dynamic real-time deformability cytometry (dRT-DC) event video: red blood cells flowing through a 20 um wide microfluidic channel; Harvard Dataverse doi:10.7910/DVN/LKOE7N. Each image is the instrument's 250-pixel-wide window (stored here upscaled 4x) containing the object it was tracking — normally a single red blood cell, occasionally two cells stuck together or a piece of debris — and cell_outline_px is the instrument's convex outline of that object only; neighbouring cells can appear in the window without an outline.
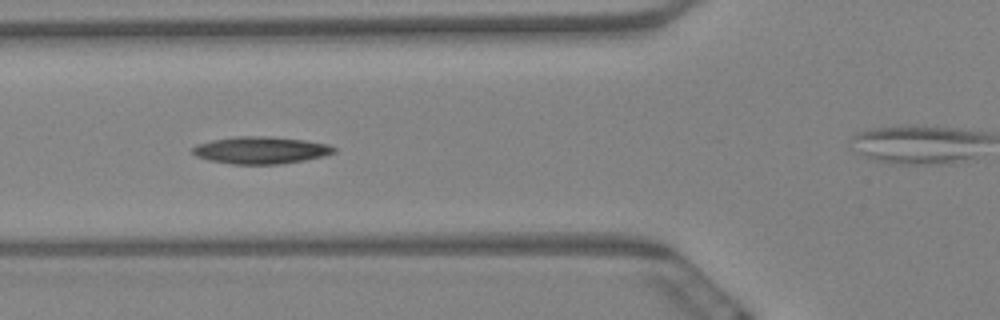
{"species": "Egyptian fruit bat (a non-hibernating species)", "species_latin": "Rousettus aegyptiacus", "temperature_condition": "warm", "stored_images_in_passage": 11, "segment_of_instrument_passage": [1, 2], "camera_frame_rate_fps": 3000, "um_per_image_px": 0.085, "animal": {"sex": "female"}, "frame": {"image": 1, "passage_image": 8, "time_ms": 2.333, "image_size_px": [1000, 320], "cell_outline_px": [[336, 152], [324, 156], [304, 160], [280, 164], [232, 164], [208, 160], [196, 156], [192, 152], [192, 148], [196, 144], [212, 140], [236, 136], [268, 136], [304, 140], [328, 144], [336, 148]], "centroid_in_image_um": [22.15, 12.76], "position_along_channel_um": 103.6, "area_um2": 22.43}}
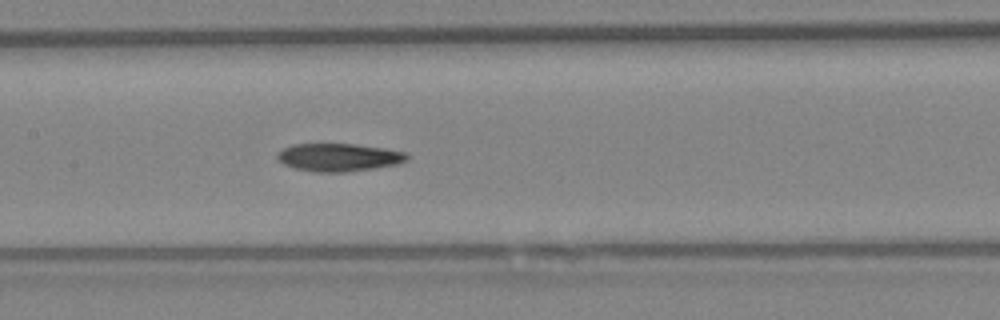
{"frame": {"image": 2, "passage_image": 10, "time_ms": 3.0, "image_size_px": [1000, 320], "cell_outline_px": [[408, 160], [400, 164], [344, 172], [316, 172], [296, 168], [284, 164], [276, 156], [284, 148], [292, 144], [356, 144], [384, 148], [408, 152]], "centroid_in_image_um": [28.86, 13.37], "position_along_channel_um": 178.5, "area_um2": 20.98}}